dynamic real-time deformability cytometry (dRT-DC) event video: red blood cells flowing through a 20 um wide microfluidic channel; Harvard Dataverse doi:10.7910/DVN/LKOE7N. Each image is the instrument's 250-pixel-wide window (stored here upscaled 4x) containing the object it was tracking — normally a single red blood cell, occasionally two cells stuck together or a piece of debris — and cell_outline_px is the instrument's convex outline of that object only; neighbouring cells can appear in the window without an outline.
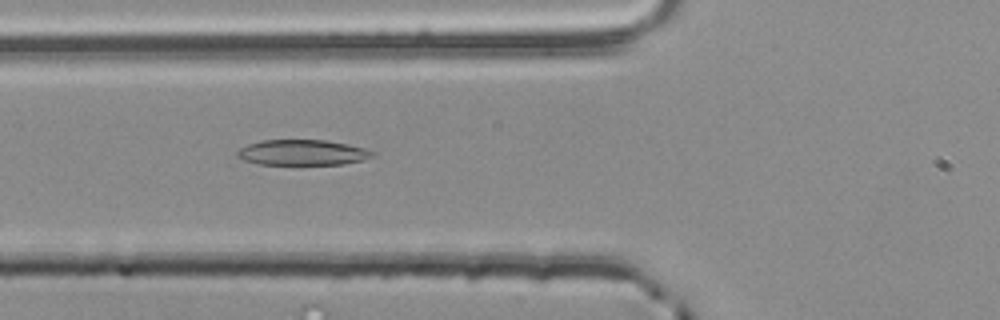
{"species": "common noctule bat (a hibernating species)", "species_latin": "Nyctalus noctula", "temperature_condition": "room temperature", "stored_images_in_passage": 29, "camera_frame_rate_fps": 3000, "um_per_image_px": 0.085, "animal": {"sex": "male", "body_mass_g": 20.4}, "frame": {"image": 1, "passage_image": 3, "time_ms": 0.667, "image_size_px": [1000, 320], "cell_outline_px": [[376, 152], [372, 156], [364, 160], [344, 164], [256, 164], [244, 160], [236, 156], [236, 152], [240, 148], [248, 144], [264, 140], [324, 140], [348, 144], [364, 148]], "centroid_in_image_um": [25.7, 12.96], "position_along_channel_um": 100.1, "area_um2": 20.06}}
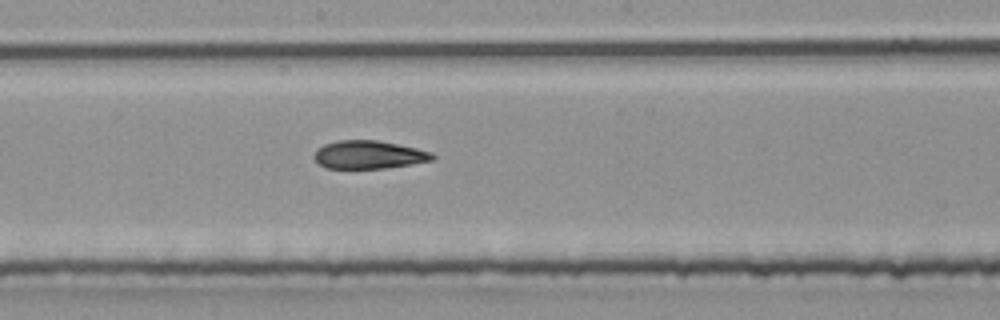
{"frame": {"image": 2, "passage_image": 12, "time_ms": 3.667, "image_size_px": [1000, 320], "cell_outline_px": [[436, 156], [432, 160], [412, 164], [384, 168], [324, 168], [312, 156], [316, 148], [324, 144], [336, 140], [376, 140], [416, 148], [432, 152]], "centroid_in_image_um": [31.31, 13.14], "position_along_channel_um": 216.9, "area_um2": 19.42}}
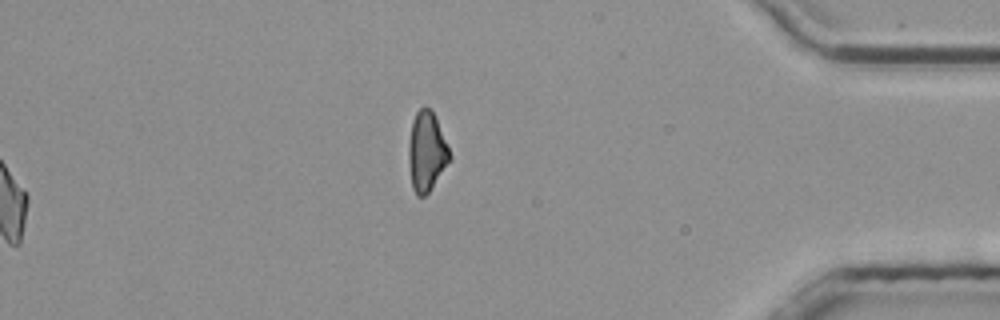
{"frame": {"image": 3, "passage_image": 29, "time_ms": 9.333, "image_size_px": [1000, 320], "cell_outline_px": [[452, 156], [428, 192], [424, 196], [416, 196], [412, 188], [408, 164], [408, 144], [412, 120], [416, 112], [420, 108], [428, 108], [432, 112], [436, 120]], "centroid_in_image_um": [36.22, 12.9], "position_along_channel_um": 399.0, "area_um2": 18.67}}